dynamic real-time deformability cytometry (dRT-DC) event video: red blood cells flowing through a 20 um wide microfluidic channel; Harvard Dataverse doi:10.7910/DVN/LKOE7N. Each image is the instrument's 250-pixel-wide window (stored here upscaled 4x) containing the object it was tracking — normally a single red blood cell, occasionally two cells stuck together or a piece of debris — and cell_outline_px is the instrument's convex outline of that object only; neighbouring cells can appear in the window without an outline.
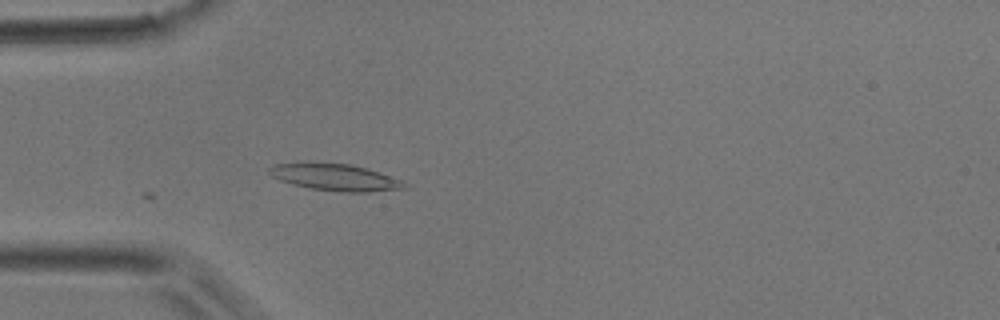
{"species": "common noctule bat (a hibernating species)", "species_latin": "Nyctalus noctula", "temperature_condition": "room temperature", "stored_images_in_passage": 34, "camera_frame_rate_fps": 3000, "um_per_image_px": 0.085, "animal": {"sex": "male", "body_mass_g": 17.9}, "frame": {"image": 1, "passage_image": 1, "time_ms": 0.0, "image_size_px": [1000, 320], "cell_outline_px": [[408, 188], [368, 192], [340, 192], [312, 188], [292, 184], [280, 180], [272, 176], [268, 172], [268, 168], [272, 164], [352, 164], [400, 180], [408, 184]], "centroid_in_image_um": [28.5, 15.1], "position_along_channel_um": 56.5, "area_um2": 20.4}}
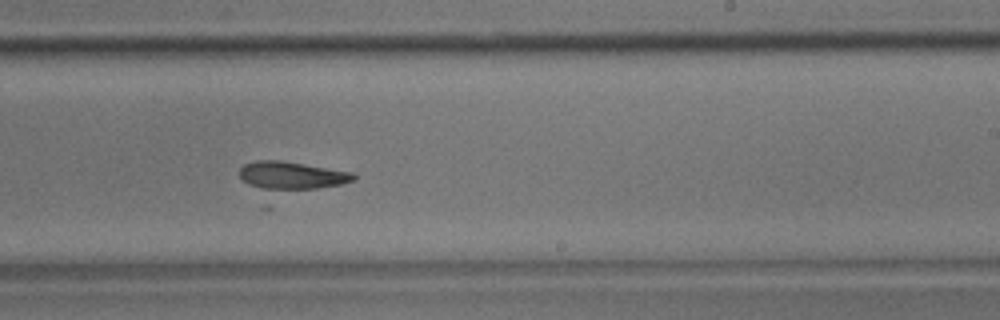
{"frame": {"image": 2, "passage_image": 16, "time_ms": 5.0, "image_size_px": [1000, 320], "cell_outline_px": [[356, 180], [340, 184], [316, 188], [272, 192], [248, 184], [240, 176], [240, 168], [244, 164], [256, 160], [280, 160], [352, 172], [356, 176]], "centroid_in_image_um": [24.77, 14.93], "position_along_channel_um": 264.2, "area_um2": 18.73}}
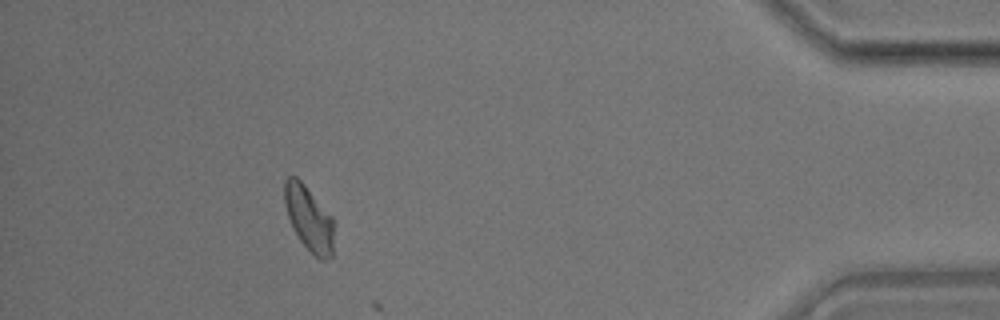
{"frame": {"image": 3, "passage_image": 30, "time_ms": 9.667, "image_size_px": [1000, 320], "cell_outline_px": [[336, 224], [332, 256], [324, 260], [320, 260], [300, 240], [292, 228], [284, 204], [284, 180], [288, 176], [296, 176], [304, 184], [336, 220]], "centroid_in_image_um": [26.3, 18.56], "position_along_channel_um": 408.9, "area_um2": 19.07}}